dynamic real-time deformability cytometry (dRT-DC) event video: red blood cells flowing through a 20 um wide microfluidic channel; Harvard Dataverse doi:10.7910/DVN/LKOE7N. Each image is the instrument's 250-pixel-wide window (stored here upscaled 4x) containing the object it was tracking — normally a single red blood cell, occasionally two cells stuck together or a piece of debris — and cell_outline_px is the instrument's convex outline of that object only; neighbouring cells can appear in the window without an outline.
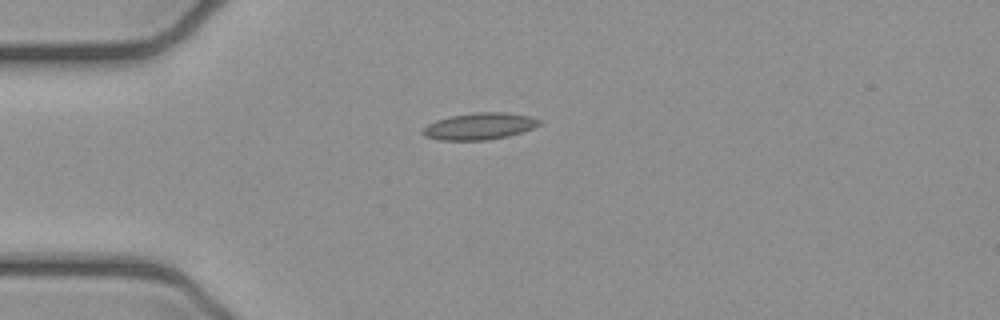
{"species": "common noctule bat (a hibernating species)", "species_latin": "Nyctalus noctula", "temperature_condition": "cold", "stored_images_in_passage": 4, "camera_frame_rate_fps": 3000, "um_per_image_px": 0.085, "animal": {"sex": "female", "body_mass_g": 21.9}, "frame": {"image": 1, "passage_image": 1, "time_ms": 0.0, "image_size_px": [1000, 320], "cell_outline_px": [[544, 120], [540, 124], [532, 128], [508, 136], [488, 140], [440, 140], [424, 136], [420, 132], [428, 124], [436, 120], [452, 116], [476, 112], [504, 112], [528, 116]], "centroid_in_image_um": [40.75, 10.73], "position_along_channel_um": 44.3, "area_um2": 18.09}}
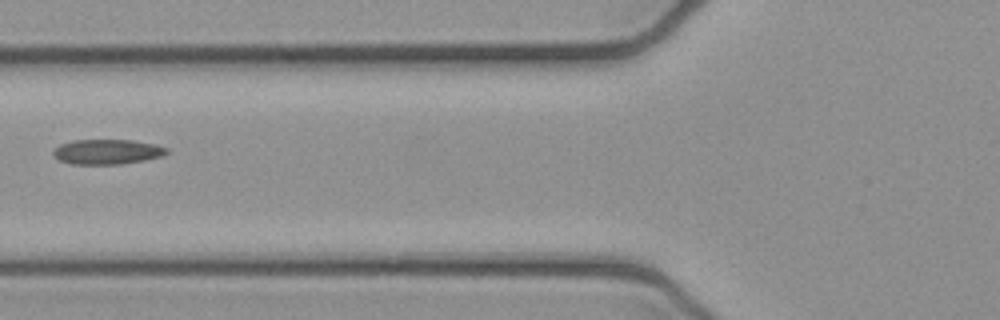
{"frame": {"image": 2, "passage_image": 3, "time_ms": 0.667, "image_size_px": [1000, 320], "cell_outline_px": [[168, 152], [164, 156], [144, 160], [120, 164], [72, 164], [60, 160], [52, 152], [60, 144], [72, 140], [132, 140], [156, 144], [168, 148]], "centroid_in_image_um": [9.15, 12.89], "position_along_channel_um": 116.6, "area_um2": 16.47}}
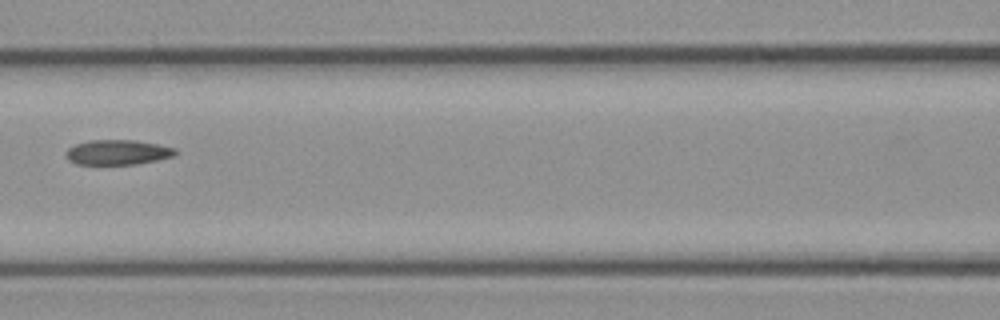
{"frame": {"image": 3, "passage_image": 4, "time_ms": 1.0, "image_size_px": [1000, 320], "cell_outline_px": [[180, 152], [176, 156], [136, 164], [76, 164], [68, 160], [64, 152], [68, 148], [76, 144], [92, 140], [136, 140], [160, 144], [176, 148]], "centroid_in_image_um": [10.05, 12.94], "position_along_channel_um": 156.5, "area_um2": 16.13}}